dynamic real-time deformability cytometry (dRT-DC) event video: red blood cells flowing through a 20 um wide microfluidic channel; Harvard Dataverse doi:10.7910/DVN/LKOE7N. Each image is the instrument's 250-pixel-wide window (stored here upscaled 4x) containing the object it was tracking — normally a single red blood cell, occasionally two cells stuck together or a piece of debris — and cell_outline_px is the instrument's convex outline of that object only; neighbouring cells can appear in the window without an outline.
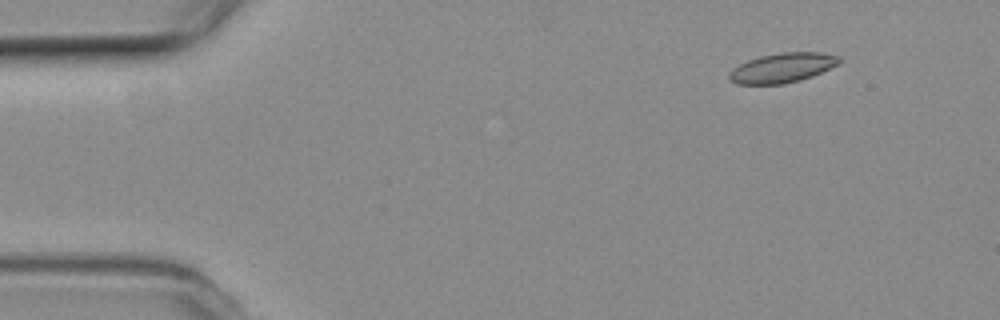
{"species": "common noctule bat (a hibernating species)", "species_latin": "Nyctalus noctula", "temperature_condition": "room temperature", "stored_images_in_passage": 4, "camera_frame_rate_fps": 3000, "um_per_image_px": 0.085, "animal": {"sex": "female", "body_mass_g": 19.3, "forearm_length_mm": 54.1}, "frame": {"image": 1, "passage_image": 2, "time_ms": 0.333, "image_size_px": [1000, 320], "cell_outline_px": [[840, 64], [812, 76], [800, 80], [780, 84], [736, 84], [728, 80], [728, 72], [732, 68], [748, 60], [760, 56], [784, 52], [820, 52], [840, 56]], "centroid_in_image_um": [66.48, 5.76], "position_along_channel_um": 18.5, "area_um2": 19.07}}
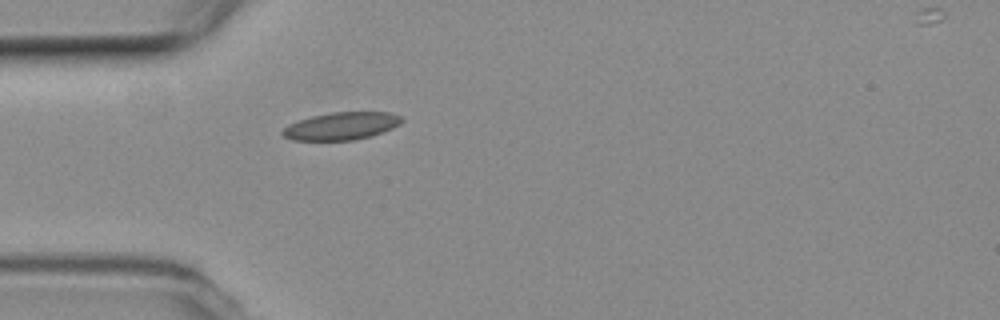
{"frame": {"image": 2, "passage_image": 4, "time_ms": 1.0, "image_size_px": [1000, 320], "cell_outline_px": [[404, 120], [400, 124], [392, 128], [372, 136], [356, 140], [292, 140], [284, 136], [280, 132], [288, 124], [312, 116], [332, 112], [388, 112], [400, 116]], "centroid_in_image_um": [29.02, 10.71], "position_along_channel_um": 56.0, "area_um2": 19.13}}